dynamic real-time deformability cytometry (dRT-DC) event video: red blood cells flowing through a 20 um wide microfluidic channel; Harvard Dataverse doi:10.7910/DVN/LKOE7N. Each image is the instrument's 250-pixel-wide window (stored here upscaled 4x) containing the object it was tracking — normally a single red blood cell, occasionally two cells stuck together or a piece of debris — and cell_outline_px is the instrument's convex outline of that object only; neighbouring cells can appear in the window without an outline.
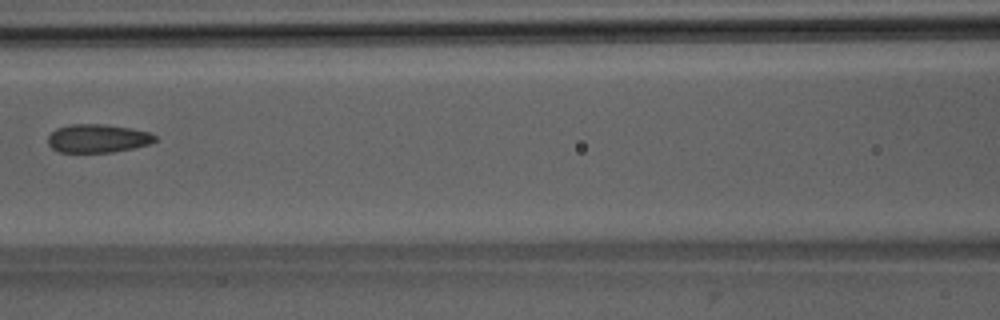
{"species": "Egyptian fruit bat (a non-hibernating species)", "species_latin": "Rousettus aegyptiacus", "temperature_condition": "room temperature", "stored_images_in_passage": 7, "camera_frame_rate_fps": 3000, "um_per_image_px": 0.085, "animal": {"sex": "male"}, "frame": {"image": 1, "passage_image": 6, "time_ms": 6.667, "image_size_px": [1000, 320], "cell_outline_px": [[160, 140], [148, 144], [132, 148], [112, 152], [60, 152], [52, 148], [48, 144], [48, 136], [56, 128], [68, 124], [104, 124], [152, 132]], "centroid_in_image_um": [8.32, 11.76], "position_along_channel_um": 158.3, "area_um2": 17.8}}